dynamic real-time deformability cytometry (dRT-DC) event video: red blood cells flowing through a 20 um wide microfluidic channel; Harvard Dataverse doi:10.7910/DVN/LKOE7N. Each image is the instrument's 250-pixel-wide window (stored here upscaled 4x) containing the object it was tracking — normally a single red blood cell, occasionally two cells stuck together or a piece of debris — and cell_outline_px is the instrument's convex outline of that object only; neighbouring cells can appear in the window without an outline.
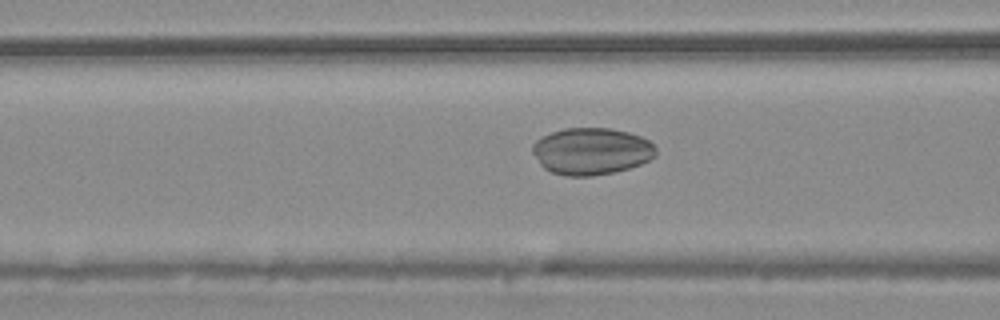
{"species": "common noctule bat (a hibernating species)", "species_latin": "Nyctalus noctula", "temperature_condition": "warm", "stored_images_in_passage": 55, "camera_frame_rate_fps": 3000, "um_per_image_px": 0.085, "animal": {"sex": "male", "body_mass_g": 20.4}, "frame": {"image": 1, "passage_image": 22, "time_ms": 7.0, "image_size_px": [1000, 320], "cell_outline_px": [[656, 156], [640, 164], [616, 172], [592, 176], [568, 176], [552, 172], [544, 168], [540, 164], [532, 152], [532, 144], [536, 140], [552, 132], [564, 128], [612, 128], [628, 132], [640, 136], [656, 144]], "centroid_in_image_um": [50.29, 12.85], "position_along_channel_um": 116.3, "area_um2": 33.87}}
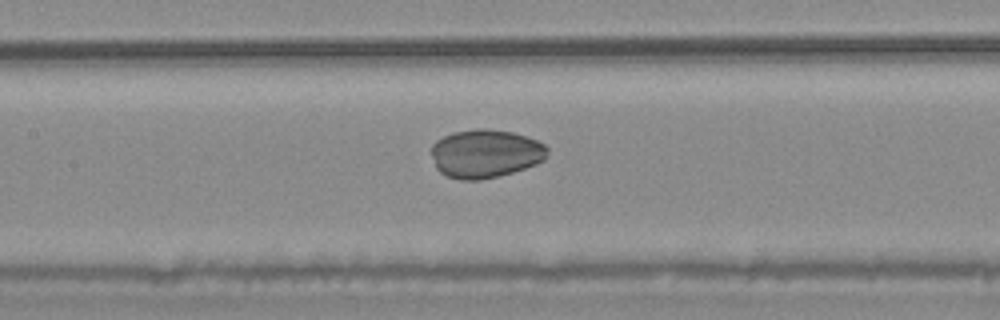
{"frame": {"image": 2, "passage_image": 26, "time_ms": 8.333, "image_size_px": [1000, 320], "cell_outline_px": [[548, 152], [544, 160], [536, 164], [512, 172], [480, 180], [460, 180], [448, 176], [440, 172], [436, 168], [432, 156], [432, 144], [436, 140], [452, 132], [480, 128], [488, 128], [512, 132], [528, 136], [544, 144], [548, 148]], "centroid_in_image_um": [41.26, 13.04], "position_along_channel_um": 166.1, "area_um2": 32.83}}
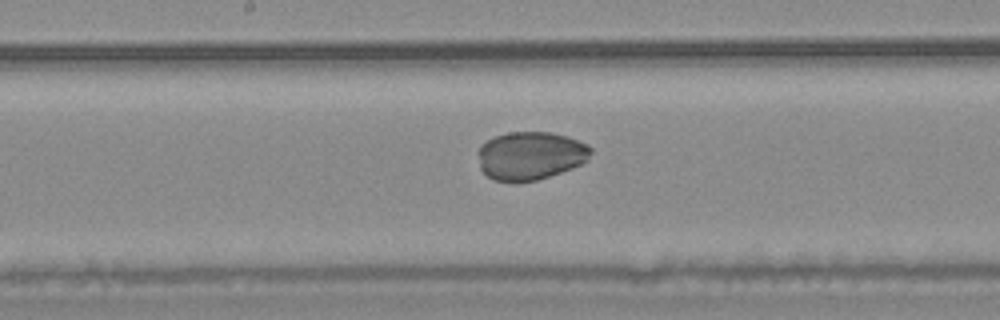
{"frame": {"image": 3, "passage_image": 29, "time_ms": 9.333, "image_size_px": [1000, 320], "cell_outline_px": [[592, 152], [588, 160], [572, 168], [536, 180], [516, 184], [492, 180], [480, 168], [476, 152], [480, 144], [492, 136], [508, 132], [552, 132], [568, 136], [588, 144], [592, 148]], "centroid_in_image_um": [45.04, 13.23], "position_along_channel_um": 203.2, "area_um2": 32.48}}